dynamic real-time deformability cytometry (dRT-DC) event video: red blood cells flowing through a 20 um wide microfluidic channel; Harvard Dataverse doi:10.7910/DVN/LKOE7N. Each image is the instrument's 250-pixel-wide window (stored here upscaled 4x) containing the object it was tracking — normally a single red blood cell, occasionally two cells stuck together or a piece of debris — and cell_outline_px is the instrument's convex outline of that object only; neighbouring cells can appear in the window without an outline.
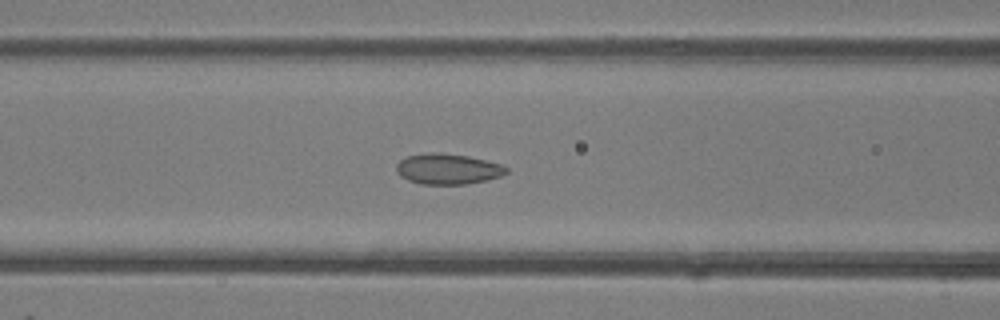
{"species": "common noctule bat (a hibernating species)", "species_latin": "Nyctalus noctula", "temperature_condition": "room temperature", "stored_images_in_passage": 48, "camera_frame_rate_fps": 3000, "um_per_image_px": 0.085, "animal": {"sex": "female"}, "frame": {"image": 1, "passage_image": 20, "time_ms": 6.333, "image_size_px": [1000, 320], "cell_outline_px": [[508, 172], [500, 176], [488, 180], [468, 184], [420, 184], [408, 180], [400, 176], [396, 172], [396, 164], [400, 160], [408, 156], [432, 152], [440, 152], [468, 156], [500, 164], [508, 168]], "centroid_in_image_um": [38.05, 14.37], "position_along_channel_um": 128.6, "area_um2": 19.65}}
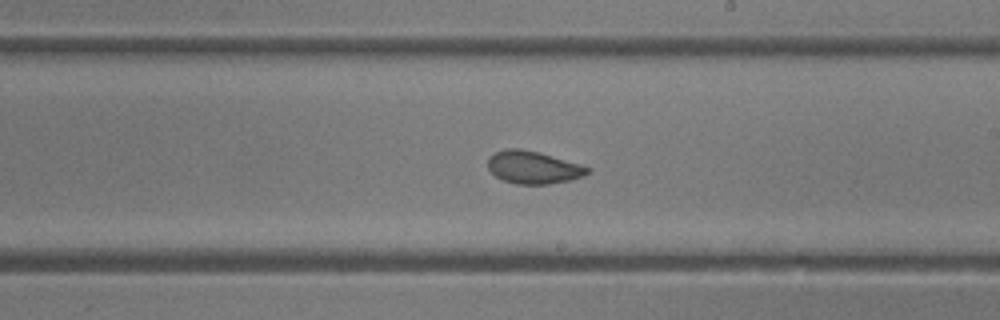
{"frame": {"image": 2, "passage_image": 28, "time_ms": 9.0, "image_size_px": [1000, 320], "cell_outline_px": [[588, 172], [584, 176], [568, 180], [548, 184], [516, 184], [504, 180], [496, 176], [488, 168], [488, 156], [496, 152], [508, 148], [520, 148], [540, 152], [580, 164], [588, 168]], "centroid_in_image_um": [45.3, 14.21], "position_along_channel_um": 243.7, "area_um2": 18.79}}
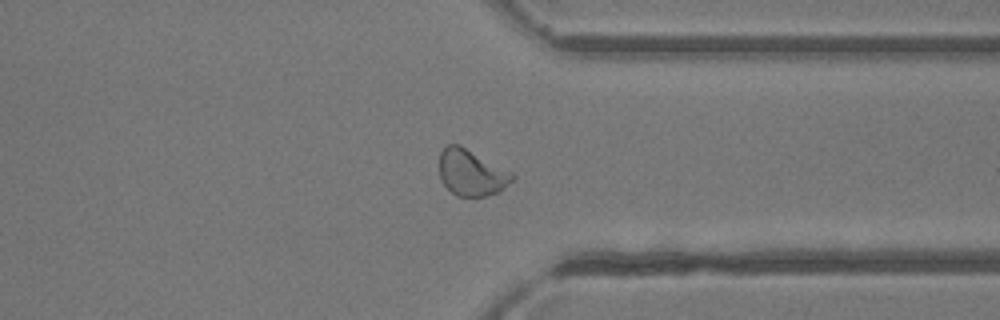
{"frame": {"image": 3, "passage_image": 37, "time_ms": 12.0, "image_size_px": [1000, 320], "cell_outline_px": [[516, 176], [500, 192], [484, 196], [456, 196], [444, 184], [440, 176], [440, 152], [448, 144], [460, 144], [512, 172]], "centroid_in_image_um": [40.08, 14.67], "position_along_channel_um": 371.3, "area_um2": 19.59}, "authors_computed_cell_mechanics": {"area_um2": 20.1722, "velocity_mm_per_s": 4.3271, "shape_relaxation_time_tau1_ms": 4.2592, "shape_relaxation_time_tau2_ms": 1.4063, "deformation_change_tau1": 0.109, "deformation_change_tau2": 0.048}}